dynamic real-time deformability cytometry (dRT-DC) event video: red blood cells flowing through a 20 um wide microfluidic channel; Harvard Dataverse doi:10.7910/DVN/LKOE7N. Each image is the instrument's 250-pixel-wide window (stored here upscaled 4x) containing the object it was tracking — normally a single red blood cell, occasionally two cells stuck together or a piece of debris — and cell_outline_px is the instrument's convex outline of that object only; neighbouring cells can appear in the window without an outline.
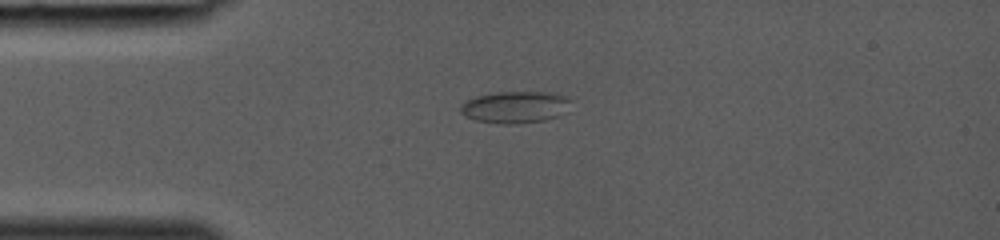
{"species": "common noctule bat (a hibernating species)", "species_latin": "Nyctalus noctula", "temperature_condition": "room temperature", "stored_images_in_passage": 25, "camera_frame_rate_fps": 3000, "um_per_image_px": 0.085, "animal": {"sex": "female", "body_mass_g": 19.0, "forearm_length_mm": 53.3}, "frame": {"image": 1, "passage_image": 1, "time_ms": 0.0, "image_size_px": [1000, 240], "cell_outline_px": [[572, 100], [556, 116], [544, 120], [516, 124], [500, 124], [476, 120], [464, 116], [460, 112], [460, 104], [476, 96], [496, 92], [552, 92], [568, 96]], "centroid_in_image_um": [43.73, 9.09], "position_along_channel_um": 41.3, "area_um2": 20.35}}
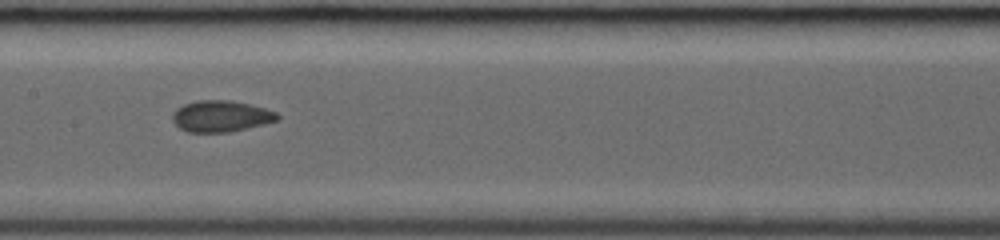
{"frame": {"image": 2, "passage_image": 11, "time_ms": 3.333, "image_size_px": [1000, 240], "cell_outline_px": [[280, 120], [248, 128], [228, 132], [188, 132], [180, 128], [172, 120], [172, 116], [176, 108], [184, 104], [196, 100], [228, 100], [248, 104], [264, 108], [276, 112], [280, 116]], "centroid_in_image_um": [18.78, 9.88], "position_along_channel_um": 188.6, "area_um2": 19.13}}
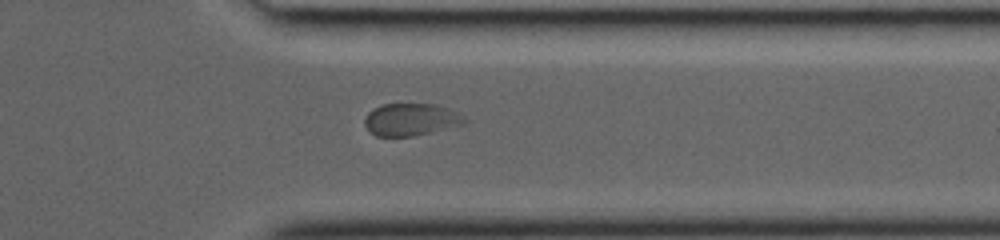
{"frame": {"image": 3, "passage_image": 22, "time_ms": 7.0, "image_size_px": [1000, 240], "cell_outline_px": [[468, 124], [412, 136], [376, 136], [368, 132], [364, 124], [364, 120], [368, 112], [372, 108], [384, 104], [436, 104], [448, 108], [464, 116], [468, 120]], "centroid_in_image_um": [34.94, 10.16], "position_along_channel_um": 376.5, "area_um2": 19.07}}